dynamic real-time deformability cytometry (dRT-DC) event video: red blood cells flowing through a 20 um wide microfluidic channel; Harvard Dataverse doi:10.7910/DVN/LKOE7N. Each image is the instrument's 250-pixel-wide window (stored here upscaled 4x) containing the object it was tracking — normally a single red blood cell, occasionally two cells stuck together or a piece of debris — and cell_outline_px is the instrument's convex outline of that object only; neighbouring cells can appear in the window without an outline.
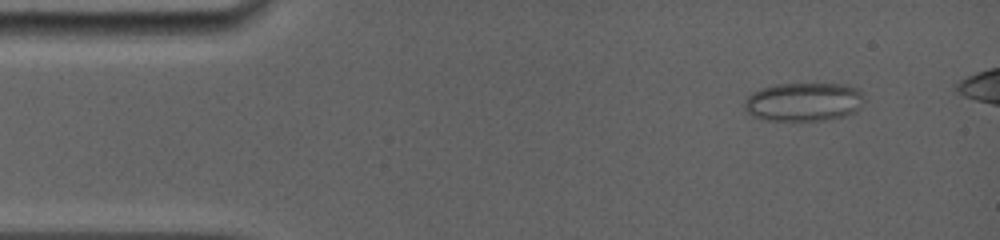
{"species": "common noctule bat (a hibernating species)", "species_latin": "Nyctalus noctula", "temperature_condition": "room temperature", "stored_images_in_passage": 49, "camera_frame_rate_fps": 5000, "um_per_image_px": 0.085, "animal": {"sex": "female", "body_mass_g": 19.0, "forearm_length_mm": 56.7}, "frame": {"image": 1, "passage_image": 5, "time_ms": 1.2, "image_size_px": [1000, 240], "cell_outline_px": [[860, 108], [852, 112], [840, 116], [824, 120], [764, 120], [752, 116], [744, 108], [744, 100], [752, 92], [760, 88], [776, 84], [844, 84], [856, 88], [860, 92]], "centroid_in_image_um": [68.22, 8.65], "position_along_channel_um": 16.8, "area_um2": 26.59}}
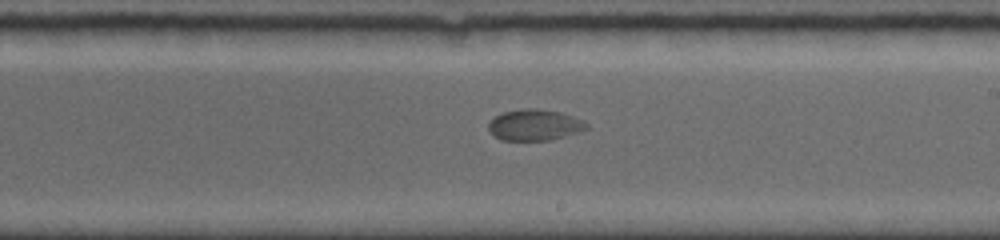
{"frame": {"image": 2, "passage_image": 33, "time_ms": 9.2, "image_size_px": [1000, 240], "cell_outline_px": [[588, 128], [580, 132], [552, 140], [500, 140], [488, 128], [488, 124], [496, 116], [504, 112], [524, 108], [536, 108], [560, 112], [584, 120], [588, 124]], "centroid_in_image_um": [45.49, 10.62], "position_along_channel_um": 243.5, "area_um2": 17.74}}
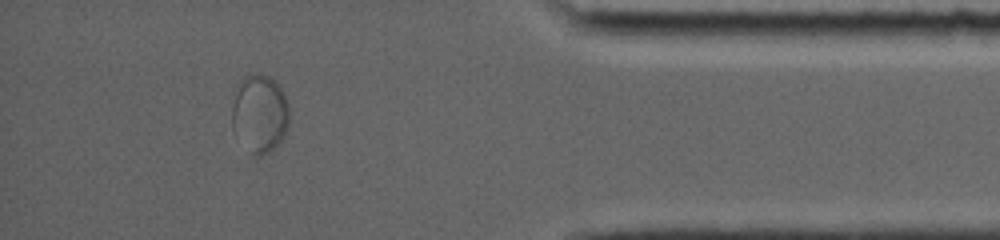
{"frame": {"image": 3, "passage_image": 48, "time_ms": 14.2, "image_size_px": [1000, 240], "cell_outline_px": [[288, 124], [284, 136], [268, 152], [260, 156], [252, 156], [232, 132], [232, 104], [236, 84], [244, 76], [260, 72], [272, 76], [284, 92], [288, 104]], "centroid_in_image_um": [22.04, 9.62], "position_along_channel_um": 413.2, "area_um2": 26.7}}